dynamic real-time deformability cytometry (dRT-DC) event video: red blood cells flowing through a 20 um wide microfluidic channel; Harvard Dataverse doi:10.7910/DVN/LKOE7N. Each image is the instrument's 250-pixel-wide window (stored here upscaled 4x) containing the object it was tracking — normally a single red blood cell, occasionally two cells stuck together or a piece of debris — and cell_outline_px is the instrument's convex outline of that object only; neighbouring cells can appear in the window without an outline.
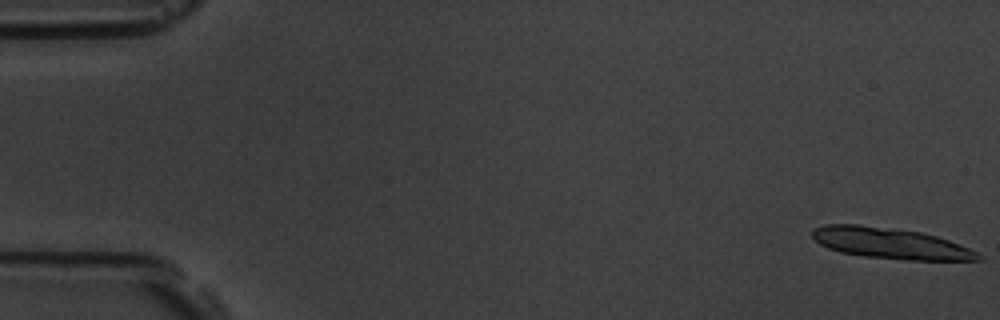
{"species": "common noctule bat (a hibernating species)", "species_latin": "Nyctalus noctula", "temperature_condition": "room temperature", "stored_images_in_passage": 16, "camera_frame_rate_fps": 3000, "um_per_image_px": 0.085, "animal": {"sex": "male", "body_mass_g": 19.5, "forearm_length_mm": 54.6}, "frame": {"image": 1, "passage_image": 1, "time_ms": 0.0, "image_size_px": [1000, 320], "cell_outline_px": [[984, 260], [908, 260], [864, 256], [840, 252], [828, 248], [820, 244], [812, 236], [812, 228], [824, 224], [860, 224], [920, 232], [936, 236], [948, 240], [968, 248], [976, 252]], "centroid_in_image_um": [75.63, 20.67], "position_along_channel_um": 9.4, "area_um2": 29.71}}